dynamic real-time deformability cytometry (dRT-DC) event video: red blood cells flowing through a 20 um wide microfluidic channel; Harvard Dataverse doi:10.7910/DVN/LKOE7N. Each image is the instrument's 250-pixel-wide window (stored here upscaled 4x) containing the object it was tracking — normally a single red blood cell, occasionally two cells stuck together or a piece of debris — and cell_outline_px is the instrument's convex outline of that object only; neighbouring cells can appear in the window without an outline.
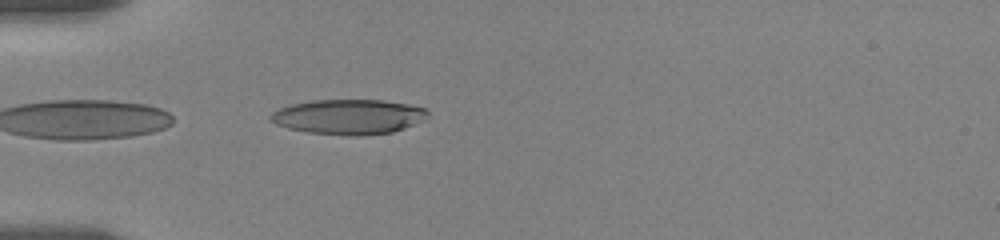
{"species": "human", "species_latin": "Homo sapiens", "temperature_condition": "room temperature", "stored_images_in_passage": 41, "camera_frame_rate_fps": 3000, "um_per_image_px": 0.085, "donor": {"sex": "female"}, "frame": {"image": 1, "passage_image": 1, "time_ms": 0.0, "image_size_px": [1000, 240], "cell_outline_px": [[428, 120], [392, 132], [364, 136], [352, 136], [308, 132], [288, 128], [276, 124], [268, 120], [268, 116], [272, 112], [280, 108], [292, 104], [312, 100], [384, 100], [408, 104], [428, 108]], "centroid_in_image_um": [29.67, 9.93], "position_along_channel_um": 55.3, "area_um2": 32.43}}
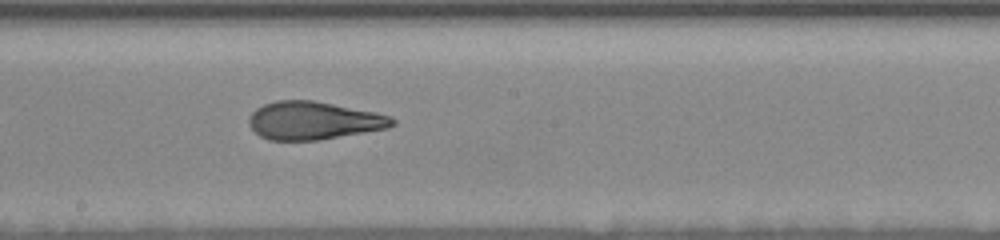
{"frame": {"image": 2, "passage_image": 16, "time_ms": 5.0, "image_size_px": [1000, 240], "cell_outline_px": [[396, 124], [388, 128], [320, 140], [268, 140], [260, 136], [248, 124], [248, 120], [252, 112], [256, 108], [264, 104], [276, 100], [312, 100], [376, 112], [392, 116], [396, 120]], "centroid_in_image_um": [26.67, 10.25], "position_along_channel_um": 221.5, "area_um2": 31.85}}
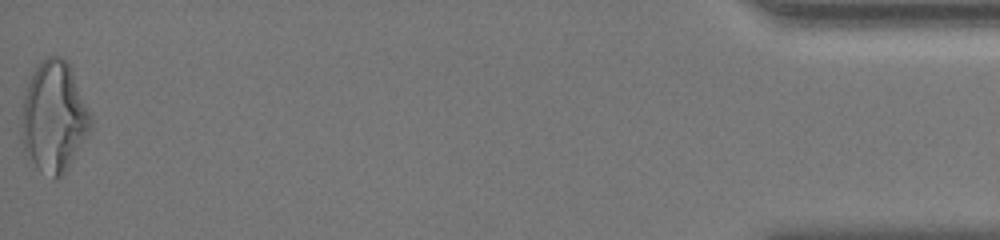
{"frame": {"image": 3, "passage_image": 41, "time_ms": 13.333, "image_size_px": [1000, 240], "cell_outline_px": [[92, 128], [60, 176], [52, 176], [36, 164], [24, 152], [20, 120], [24, 88], [32, 72], [48, 56], [60, 56], [68, 60], [92, 116]], "centroid_in_image_um": [4.57, 9.83], "position_along_channel_um": 430.6, "area_um2": 44.1}, "authors_computed_cell_mechanics": {"area_um2": 32.4836, "velocity_mm_per_s": 3.5294, "shape_relaxation_time_tau1_ms": 5.6445, "shape_relaxation_time_tau2_ms": 2.1031, "deformation_change_tau1": 0.2026, "deformation_change_tau2": 0.1027}}